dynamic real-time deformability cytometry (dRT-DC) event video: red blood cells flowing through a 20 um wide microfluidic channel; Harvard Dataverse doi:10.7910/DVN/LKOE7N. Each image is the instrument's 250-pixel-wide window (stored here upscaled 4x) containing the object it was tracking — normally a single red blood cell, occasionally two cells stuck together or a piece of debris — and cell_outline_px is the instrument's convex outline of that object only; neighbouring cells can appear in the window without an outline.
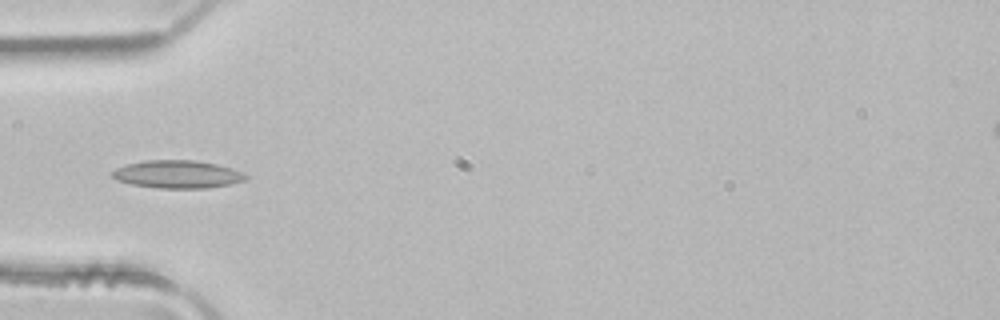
{"species": "common noctule bat (a hibernating species)", "species_latin": "Nyctalus noctula", "temperature_condition": "room temperature", "stored_images_in_passage": 4, "camera_frame_rate_fps": 3000, "um_per_image_px": 0.085, "animal": {"sex": "male", "body_mass_g": 21.5, "forearm_length_mm": 52.0}, "frame": {"image": 1, "passage_image": 4, "time_ms": 1.0, "image_size_px": [1000, 320], "cell_outline_px": [[248, 176], [244, 180], [228, 184], [208, 188], [160, 188], [132, 184], [116, 180], [112, 176], [112, 172], [116, 168], [128, 164], [144, 160], [192, 160], [216, 164], [240, 172]], "centroid_in_image_um": [15.03, 14.81], "position_along_channel_um": 70.0, "area_um2": 21.27}}